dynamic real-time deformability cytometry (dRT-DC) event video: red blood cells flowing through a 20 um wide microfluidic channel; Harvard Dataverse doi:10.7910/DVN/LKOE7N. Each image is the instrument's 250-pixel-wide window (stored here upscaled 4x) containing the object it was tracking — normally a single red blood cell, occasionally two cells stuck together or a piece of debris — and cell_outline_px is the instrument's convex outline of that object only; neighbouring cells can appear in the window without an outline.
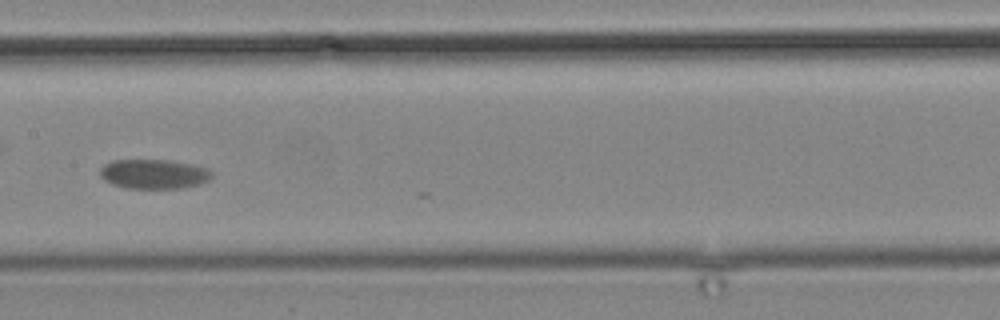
{"species": "common noctule bat (a hibernating species)", "species_latin": "Nyctalus noctula", "temperature_condition": "cold", "stored_images_in_passage": 17, "camera_frame_rate_fps": 3000, "um_per_image_px": 0.085, "animal": {"sex": "male", "body_mass_g": 19.2, "forearm_length_mm": 51.8}, "frame": {"image": 1, "passage_image": 15, "time_ms": 17.667, "image_size_px": [1000, 320], "cell_outline_px": [[212, 176], [208, 180], [200, 184], [184, 188], [128, 188], [112, 184], [104, 180], [100, 176], [100, 168], [104, 164], [112, 160], [172, 160], [192, 164], [208, 168], [212, 172]], "centroid_in_image_um": [13.08, 14.78], "position_along_channel_um": 194.3, "area_um2": 19.36}}